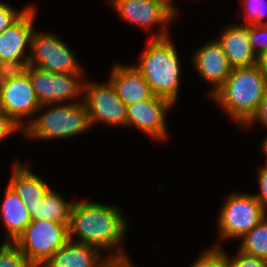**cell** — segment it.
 I'll return each instance as SVG.
<instances>
[{"mask_svg":"<svg viewBox=\"0 0 267 267\" xmlns=\"http://www.w3.org/2000/svg\"><path fill=\"white\" fill-rule=\"evenodd\" d=\"M83 96L91 126L96 122L111 127L127 126V106L120 100L110 79L105 84L84 81Z\"/></svg>","mask_w":267,"mask_h":267,"instance_id":"ba28073f","label":"cell"},{"mask_svg":"<svg viewBox=\"0 0 267 267\" xmlns=\"http://www.w3.org/2000/svg\"><path fill=\"white\" fill-rule=\"evenodd\" d=\"M40 107L28 74L0 84V109L20 128L24 129L31 122Z\"/></svg>","mask_w":267,"mask_h":267,"instance_id":"8fae6325","label":"cell"},{"mask_svg":"<svg viewBox=\"0 0 267 267\" xmlns=\"http://www.w3.org/2000/svg\"><path fill=\"white\" fill-rule=\"evenodd\" d=\"M0 267H34L14 241L0 245Z\"/></svg>","mask_w":267,"mask_h":267,"instance_id":"7402d4cb","label":"cell"},{"mask_svg":"<svg viewBox=\"0 0 267 267\" xmlns=\"http://www.w3.org/2000/svg\"><path fill=\"white\" fill-rule=\"evenodd\" d=\"M112 267H126V263H121V264H115Z\"/></svg>","mask_w":267,"mask_h":267,"instance_id":"836d02e7","label":"cell"},{"mask_svg":"<svg viewBox=\"0 0 267 267\" xmlns=\"http://www.w3.org/2000/svg\"><path fill=\"white\" fill-rule=\"evenodd\" d=\"M172 106L169 100L155 95L127 105V126H135L154 140H167L166 115Z\"/></svg>","mask_w":267,"mask_h":267,"instance_id":"7c38bea8","label":"cell"},{"mask_svg":"<svg viewBox=\"0 0 267 267\" xmlns=\"http://www.w3.org/2000/svg\"><path fill=\"white\" fill-rule=\"evenodd\" d=\"M23 131L9 116L0 109V141L14 132Z\"/></svg>","mask_w":267,"mask_h":267,"instance_id":"f1b7e54d","label":"cell"},{"mask_svg":"<svg viewBox=\"0 0 267 267\" xmlns=\"http://www.w3.org/2000/svg\"><path fill=\"white\" fill-rule=\"evenodd\" d=\"M266 216L265 208L253 194L231 193L219 212L220 239H241Z\"/></svg>","mask_w":267,"mask_h":267,"instance_id":"8992f818","label":"cell"},{"mask_svg":"<svg viewBox=\"0 0 267 267\" xmlns=\"http://www.w3.org/2000/svg\"><path fill=\"white\" fill-rule=\"evenodd\" d=\"M216 40L232 68L258 64V57L249 42V25L244 22L224 27Z\"/></svg>","mask_w":267,"mask_h":267,"instance_id":"9a60e30c","label":"cell"},{"mask_svg":"<svg viewBox=\"0 0 267 267\" xmlns=\"http://www.w3.org/2000/svg\"><path fill=\"white\" fill-rule=\"evenodd\" d=\"M109 79L126 106L149 99L153 95L149 84L134 65H113Z\"/></svg>","mask_w":267,"mask_h":267,"instance_id":"ac0fdd59","label":"cell"},{"mask_svg":"<svg viewBox=\"0 0 267 267\" xmlns=\"http://www.w3.org/2000/svg\"><path fill=\"white\" fill-rule=\"evenodd\" d=\"M245 9L244 21L247 25L267 24V0H241Z\"/></svg>","mask_w":267,"mask_h":267,"instance_id":"603a6c76","label":"cell"},{"mask_svg":"<svg viewBox=\"0 0 267 267\" xmlns=\"http://www.w3.org/2000/svg\"><path fill=\"white\" fill-rule=\"evenodd\" d=\"M74 202H68L61 194L50 189L32 219H47L69 225V218Z\"/></svg>","mask_w":267,"mask_h":267,"instance_id":"ffe728a7","label":"cell"},{"mask_svg":"<svg viewBox=\"0 0 267 267\" xmlns=\"http://www.w3.org/2000/svg\"><path fill=\"white\" fill-rule=\"evenodd\" d=\"M28 75L41 105L73 103L83 94V72L55 73L31 65Z\"/></svg>","mask_w":267,"mask_h":267,"instance_id":"9c48e42d","label":"cell"},{"mask_svg":"<svg viewBox=\"0 0 267 267\" xmlns=\"http://www.w3.org/2000/svg\"><path fill=\"white\" fill-rule=\"evenodd\" d=\"M249 42L257 57L267 51V24L249 25Z\"/></svg>","mask_w":267,"mask_h":267,"instance_id":"4316f807","label":"cell"},{"mask_svg":"<svg viewBox=\"0 0 267 267\" xmlns=\"http://www.w3.org/2000/svg\"><path fill=\"white\" fill-rule=\"evenodd\" d=\"M80 101L76 99L73 103L47 104L50 108L42 104L37 113L40 110L43 113L32 118L23 129V134L27 139L40 141L64 139L86 132L91 128L90 117L85 103ZM42 108L48 109L44 111Z\"/></svg>","mask_w":267,"mask_h":267,"instance_id":"277c9868","label":"cell"},{"mask_svg":"<svg viewBox=\"0 0 267 267\" xmlns=\"http://www.w3.org/2000/svg\"><path fill=\"white\" fill-rule=\"evenodd\" d=\"M257 121L267 128V92L263 99L260 101L257 110L254 112L252 117L243 125V127H250Z\"/></svg>","mask_w":267,"mask_h":267,"instance_id":"4dcf8cb0","label":"cell"},{"mask_svg":"<svg viewBox=\"0 0 267 267\" xmlns=\"http://www.w3.org/2000/svg\"><path fill=\"white\" fill-rule=\"evenodd\" d=\"M26 6L23 10H16L10 4L0 2V33L9 28L15 21H17L29 8Z\"/></svg>","mask_w":267,"mask_h":267,"instance_id":"83f0119b","label":"cell"},{"mask_svg":"<svg viewBox=\"0 0 267 267\" xmlns=\"http://www.w3.org/2000/svg\"><path fill=\"white\" fill-rule=\"evenodd\" d=\"M29 51L30 64L39 69L55 73L82 72L72 50L52 33L34 30Z\"/></svg>","mask_w":267,"mask_h":267,"instance_id":"30bf717a","label":"cell"},{"mask_svg":"<svg viewBox=\"0 0 267 267\" xmlns=\"http://www.w3.org/2000/svg\"><path fill=\"white\" fill-rule=\"evenodd\" d=\"M262 144H263L262 145V148H263L262 151L264 152V155L266 156V160H267V137Z\"/></svg>","mask_w":267,"mask_h":267,"instance_id":"d6a6232c","label":"cell"},{"mask_svg":"<svg viewBox=\"0 0 267 267\" xmlns=\"http://www.w3.org/2000/svg\"><path fill=\"white\" fill-rule=\"evenodd\" d=\"M193 55L192 63L196 72L212 85V90L209 91L211 97L227 80L232 67L229 65L221 45L215 39L206 42Z\"/></svg>","mask_w":267,"mask_h":267,"instance_id":"4fadbf2b","label":"cell"},{"mask_svg":"<svg viewBox=\"0 0 267 267\" xmlns=\"http://www.w3.org/2000/svg\"><path fill=\"white\" fill-rule=\"evenodd\" d=\"M170 1V4L172 5V7L178 12V8H176L172 2V0H169Z\"/></svg>","mask_w":267,"mask_h":267,"instance_id":"e575fe53","label":"cell"},{"mask_svg":"<svg viewBox=\"0 0 267 267\" xmlns=\"http://www.w3.org/2000/svg\"><path fill=\"white\" fill-rule=\"evenodd\" d=\"M4 196L0 218L7 230L5 241H15L31 223L32 218L25 203L8 184Z\"/></svg>","mask_w":267,"mask_h":267,"instance_id":"d6986e66","label":"cell"},{"mask_svg":"<svg viewBox=\"0 0 267 267\" xmlns=\"http://www.w3.org/2000/svg\"><path fill=\"white\" fill-rule=\"evenodd\" d=\"M267 92V80L259 65L235 67L223 85L210 97L240 126L257 110Z\"/></svg>","mask_w":267,"mask_h":267,"instance_id":"7a4b0ae2","label":"cell"},{"mask_svg":"<svg viewBox=\"0 0 267 267\" xmlns=\"http://www.w3.org/2000/svg\"><path fill=\"white\" fill-rule=\"evenodd\" d=\"M68 226L47 219H32L14 242L34 267H42L70 240Z\"/></svg>","mask_w":267,"mask_h":267,"instance_id":"5b68a950","label":"cell"},{"mask_svg":"<svg viewBox=\"0 0 267 267\" xmlns=\"http://www.w3.org/2000/svg\"><path fill=\"white\" fill-rule=\"evenodd\" d=\"M30 66L29 58L0 61V84L5 81L26 76Z\"/></svg>","mask_w":267,"mask_h":267,"instance_id":"cb8c5ba5","label":"cell"},{"mask_svg":"<svg viewBox=\"0 0 267 267\" xmlns=\"http://www.w3.org/2000/svg\"><path fill=\"white\" fill-rule=\"evenodd\" d=\"M189 267H228L225 254L219 249L211 247L205 250Z\"/></svg>","mask_w":267,"mask_h":267,"instance_id":"484cf974","label":"cell"},{"mask_svg":"<svg viewBox=\"0 0 267 267\" xmlns=\"http://www.w3.org/2000/svg\"><path fill=\"white\" fill-rule=\"evenodd\" d=\"M35 12V6L30 5L17 21L0 33V61L29 58L25 49L30 48Z\"/></svg>","mask_w":267,"mask_h":267,"instance_id":"5bb4252c","label":"cell"},{"mask_svg":"<svg viewBox=\"0 0 267 267\" xmlns=\"http://www.w3.org/2000/svg\"><path fill=\"white\" fill-rule=\"evenodd\" d=\"M258 183L260 188V193L253 194L255 198L261 203V205L267 207V164L262 165L258 168Z\"/></svg>","mask_w":267,"mask_h":267,"instance_id":"f546056e","label":"cell"},{"mask_svg":"<svg viewBox=\"0 0 267 267\" xmlns=\"http://www.w3.org/2000/svg\"><path fill=\"white\" fill-rule=\"evenodd\" d=\"M125 219L118 206L79 200L71 209L69 239L108 251L115 264L131 263L121 248L129 226Z\"/></svg>","mask_w":267,"mask_h":267,"instance_id":"6da1fadb","label":"cell"},{"mask_svg":"<svg viewBox=\"0 0 267 267\" xmlns=\"http://www.w3.org/2000/svg\"><path fill=\"white\" fill-rule=\"evenodd\" d=\"M126 267H135V265H133L132 262L131 263H126Z\"/></svg>","mask_w":267,"mask_h":267,"instance_id":"d590c367","label":"cell"},{"mask_svg":"<svg viewBox=\"0 0 267 267\" xmlns=\"http://www.w3.org/2000/svg\"><path fill=\"white\" fill-rule=\"evenodd\" d=\"M214 248H219L226 257V262L228 267H267V261L252 255H248L239 249H237V254L235 257L231 258L224 249L220 247L219 244L212 246Z\"/></svg>","mask_w":267,"mask_h":267,"instance_id":"d4e9b609","label":"cell"},{"mask_svg":"<svg viewBox=\"0 0 267 267\" xmlns=\"http://www.w3.org/2000/svg\"><path fill=\"white\" fill-rule=\"evenodd\" d=\"M147 48L134 64L150 86L153 95L177 101L180 87L181 64L176 46L170 37L149 38Z\"/></svg>","mask_w":267,"mask_h":267,"instance_id":"3957f363","label":"cell"},{"mask_svg":"<svg viewBox=\"0 0 267 267\" xmlns=\"http://www.w3.org/2000/svg\"><path fill=\"white\" fill-rule=\"evenodd\" d=\"M241 239L240 251L267 261V215Z\"/></svg>","mask_w":267,"mask_h":267,"instance_id":"44dd1931","label":"cell"},{"mask_svg":"<svg viewBox=\"0 0 267 267\" xmlns=\"http://www.w3.org/2000/svg\"><path fill=\"white\" fill-rule=\"evenodd\" d=\"M258 65L267 80V51L258 57Z\"/></svg>","mask_w":267,"mask_h":267,"instance_id":"1f68e13d","label":"cell"},{"mask_svg":"<svg viewBox=\"0 0 267 267\" xmlns=\"http://www.w3.org/2000/svg\"><path fill=\"white\" fill-rule=\"evenodd\" d=\"M125 22L134 23L148 30L152 25L161 26L150 38L169 37L167 26L178 16L169 0H108ZM162 24V25H161Z\"/></svg>","mask_w":267,"mask_h":267,"instance_id":"52a82bcc","label":"cell"},{"mask_svg":"<svg viewBox=\"0 0 267 267\" xmlns=\"http://www.w3.org/2000/svg\"><path fill=\"white\" fill-rule=\"evenodd\" d=\"M14 169L8 185L20 197L28 208L31 218L34 217L39 205L51 187L41 176L33 173L29 167L15 159Z\"/></svg>","mask_w":267,"mask_h":267,"instance_id":"e0dca14e","label":"cell"},{"mask_svg":"<svg viewBox=\"0 0 267 267\" xmlns=\"http://www.w3.org/2000/svg\"><path fill=\"white\" fill-rule=\"evenodd\" d=\"M95 246L69 240L42 267H112L115 263Z\"/></svg>","mask_w":267,"mask_h":267,"instance_id":"2e32d148","label":"cell"}]
</instances>
